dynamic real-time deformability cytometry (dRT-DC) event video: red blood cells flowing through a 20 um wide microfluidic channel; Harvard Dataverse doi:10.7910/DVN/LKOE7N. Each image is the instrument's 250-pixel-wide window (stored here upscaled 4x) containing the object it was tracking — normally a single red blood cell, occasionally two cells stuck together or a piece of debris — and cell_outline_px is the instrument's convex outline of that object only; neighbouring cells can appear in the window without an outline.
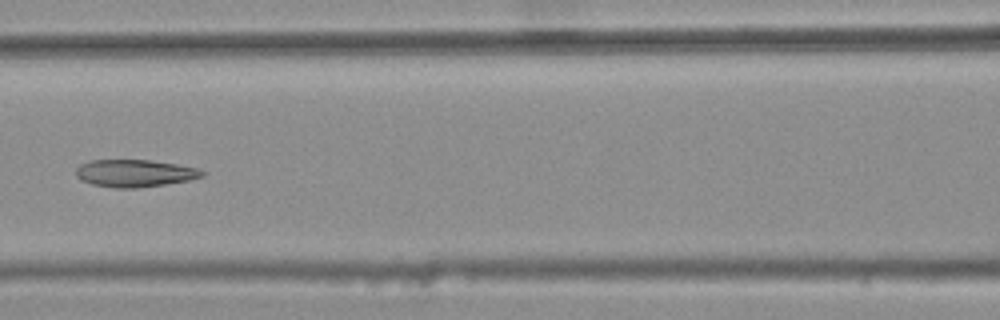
{"species": "common noctule bat (a hibernating species)", "species_latin": "Nyctalus noctula", "temperature_condition": "warm", "stored_images_in_passage": 7, "camera_frame_rate_fps": 3000, "um_per_image_px": 0.085, "animal": {"sex": "female", "body_mass_g": 25.1}, "frame": {"image": 1, "passage_image": 7, "time_ms": 2.0, "image_size_px": [1000, 320], "cell_outline_px": [[204, 176], [188, 180], [164, 184], [136, 188], [116, 188], [92, 184], [80, 180], [76, 176], [76, 168], [80, 164], [92, 160], [148, 160], [176, 164], [196, 168], [204, 172]], "centroid_in_image_um": [11.41, 14.72], "position_along_channel_um": 155.2, "area_um2": 19.94}}